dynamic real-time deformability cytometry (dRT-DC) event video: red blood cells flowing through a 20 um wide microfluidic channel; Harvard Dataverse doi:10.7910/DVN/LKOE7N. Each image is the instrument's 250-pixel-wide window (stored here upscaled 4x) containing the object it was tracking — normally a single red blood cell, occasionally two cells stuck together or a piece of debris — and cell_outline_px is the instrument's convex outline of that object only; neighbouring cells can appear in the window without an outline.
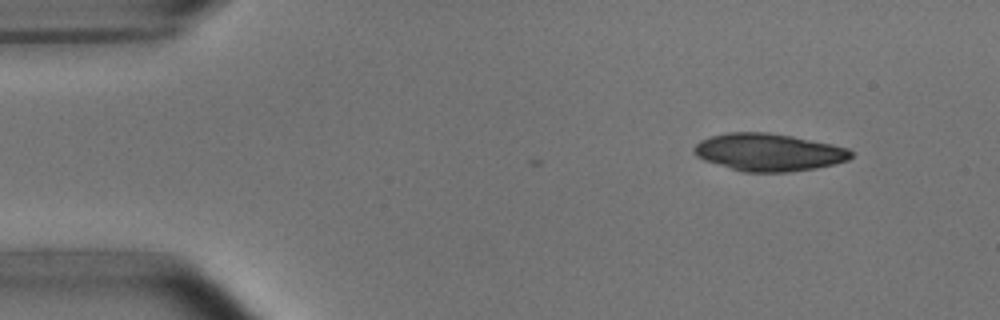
{"species": "common noctule bat (a hibernating species)", "species_latin": "Nyctalus noctula", "temperature_condition": "room temperature", "stored_images_in_passage": 2, "camera_frame_rate_fps": 3000, "um_per_image_px": 0.085, "animal": {"sex": "male", "body_mass_g": 15.6}, "frame": {"image": 1, "passage_image": 2, "time_ms": 0.333, "image_size_px": [1000, 320], "cell_outline_px": [[852, 156], [848, 160], [816, 168], [788, 172], [740, 172], [704, 160], [696, 156], [692, 152], [692, 148], [700, 140], [712, 136], [728, 132], [768, 132], [792, 136], [832, 144], [848, 148], [852, 152]], "centroid_in_image_um": [65.3, 12.94], "position_along_channel_um": 19.7, "area_um2": 34.45}}